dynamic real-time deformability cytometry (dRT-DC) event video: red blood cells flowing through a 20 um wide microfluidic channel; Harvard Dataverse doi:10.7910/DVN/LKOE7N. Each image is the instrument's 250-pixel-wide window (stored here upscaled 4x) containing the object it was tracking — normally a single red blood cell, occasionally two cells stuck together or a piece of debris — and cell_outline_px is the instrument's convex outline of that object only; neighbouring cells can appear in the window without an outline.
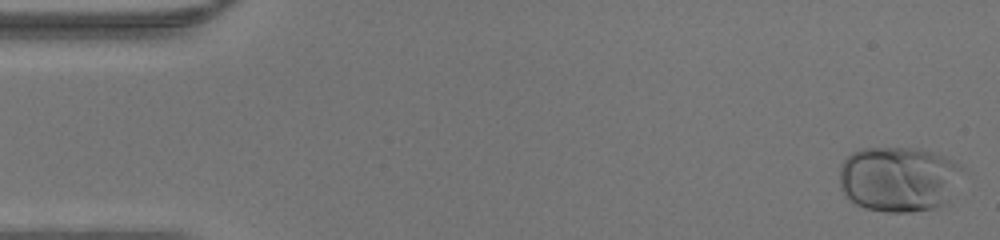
{"species": "human", "species_latin": "Homo sapiens", "temperature_condition": "warm", "stored_images_in_passage": 47, "camera_frame_rate_fps": 3000, "um_per_image_px": 0.085, "donor": {"sex": "male"}, "frame": {"image": 1, "passage_image": 1, "time_ms": 0.0, "image_size_px": [1000, 240], "cell_outline_px": [[964, 168], [944, 204], [936, 208], [908, 212], [888, 212], [864, 208], [848, 200], [844, 196], [840, 188], [840, 164], [852, 152], [864, 148], [920, 148], [944, 156]], "centroid_in_image_um": [76.33, 15.22], "position_along_channel_um": 8.7, "area_um2": 46.82}}
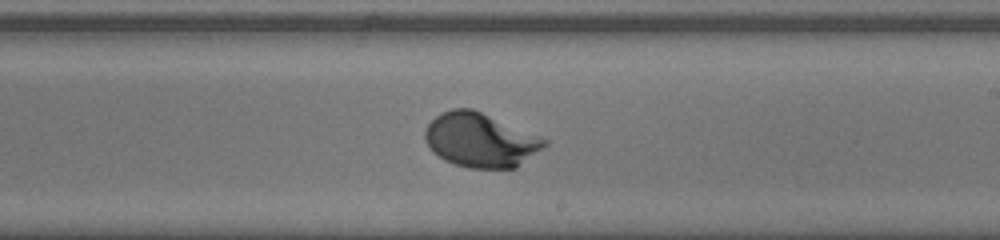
{"frame": {"image": 2, "passage_image": 27, "time_ms": 8.667, "image_size_px": [1000, 240], "cell_outline_px": [[548, 144], [544, 148], [516, 168], [472, 168], [456, 164], [444, 160], [432, 152], [424, 136], [424, 132], [428, 124], [440, 112], [452, 108], [472, 108], [540, 136], [548, 140]], "centroid_in_image_um": [40.84, 11.9], "position_along_channel_um": 248.2, "area_um2": 37.69}}
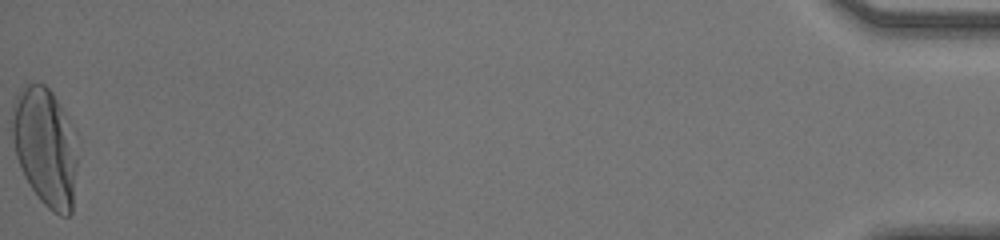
{"frame": {"image": 3, "passage_image": 47, "time_ms": 15.333, "image_size_px": [1000, 240], "cell_outline_px": [[80, 140], [72, 212], [68, 216], [60, 216], [52, 212], [40, 200], [24, 176], [16, 156], [12, 136], [12, 104], [20, 88], [28, 80], [44, 84], [52, 92], [68, 116]], "centroid_in_image_um": [3.89, 12.44], "position_along_channel_um": 431.3, "area_um2": 46.53}}